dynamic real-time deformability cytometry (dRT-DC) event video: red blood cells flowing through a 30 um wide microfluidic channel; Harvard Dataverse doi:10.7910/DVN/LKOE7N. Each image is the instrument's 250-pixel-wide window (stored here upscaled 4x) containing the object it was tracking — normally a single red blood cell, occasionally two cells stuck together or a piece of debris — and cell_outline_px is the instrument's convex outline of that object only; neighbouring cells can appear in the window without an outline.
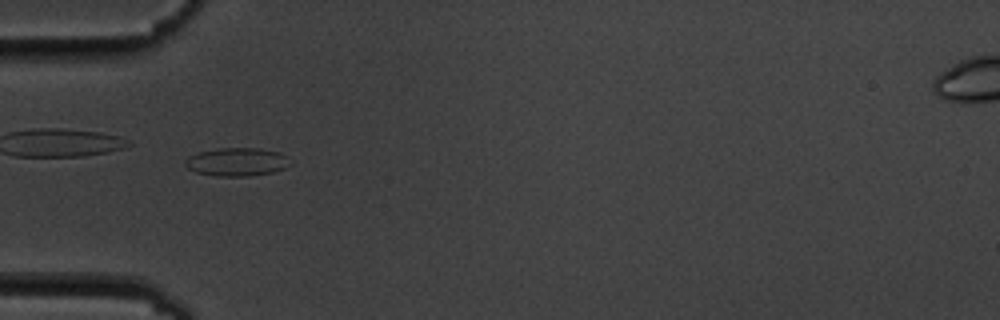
{"species": "common noctule bat (a hibernating species)", "species_latin": "Nyctalus noctula", "temperature_condition": "cold", "stored_images_in_passage": 5, "camera_frame_rate_fps": 3000, "um_per_image_px": 0.085, "animal": {"sex": "male", "body_mass_g": 19.5, "forearm_length_mm": 54.6}, "frame": {"image": 1, "passage_image": 5, "time_ms": 4.667, "image_size_px": [1000, 320], "cell_outline_px": [[292, 164], [284, 168], [272, 172], [248, 176], [216, 176], [196, 172], [188, 168], [184, 164], [184, 160], [188, 156], [196, 152], [216, 148], [260, 148], [280, 152], [292, 160]], "centroid_in_image_um": [20.13, 13.75], "position_along_channel_um": 64.9, "area_um2": 17.57}}